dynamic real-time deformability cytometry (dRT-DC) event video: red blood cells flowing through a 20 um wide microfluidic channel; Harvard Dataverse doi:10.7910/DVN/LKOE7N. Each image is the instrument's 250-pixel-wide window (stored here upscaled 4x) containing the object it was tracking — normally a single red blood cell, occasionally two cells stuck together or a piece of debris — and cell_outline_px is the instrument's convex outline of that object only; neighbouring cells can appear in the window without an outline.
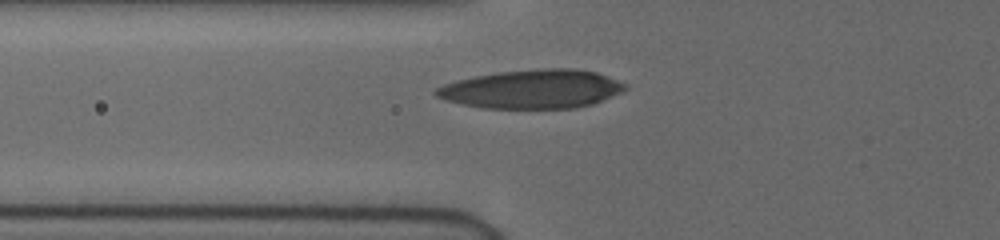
{"species": "human", "species_latin": "Homo sapiens", "temperature_condition": "cold", "stored_images_in_passage": 34, "camera_frame_rate_fps": 3000, "um_per_image_px": 0.085, "donor": {"sex": "female"}, "frame": {"image": 1, "passage_image": 2, "time_ms": 0.333, "image_size_px": [1000, 240], "cell_outline_px": [[628, 88], [620, 92], [592, 104], [576, 108], [484, 108], [464, 104], [448, 100], [436, 96], [432, 92], [436, 88], [444, 84], [456, 80], [476, 76], [500, 72], [536, 68], [576, 68], [596, 72], [628, 84]], "centroid_in_image_um": [45.25, 7.56], "position_along_channel_um": 80.6, "area_um2": 42.6}}
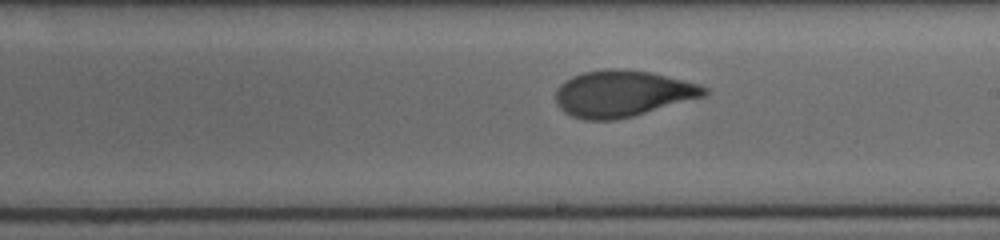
{"frame": {"image": 2, "passage_image": 14, "time_ms": 4.333, "image_size_px": [1000, 240], "cell_outline_px": [[708, 92], [704, 96], [632, 116], [612, 120], [584, 120], [572, 116], [564, 112], [556, 104], [556, 88], [564, 80], [572, 76], [584, 72], [604, 68], [612, 68], [652, 72], [700, 84], [708, 88]], "centroid_in_image_um": [52.87, 7.94], "position_along_channel_um": 236.1, "area_um2": 40.17}}
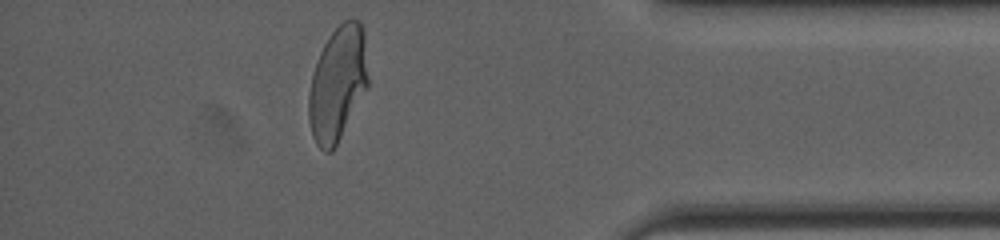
{"frame": {"image": 3, "passage_image": 29, "time_ms": 9.333, "image_size_px": [1000, 240], "cell_outline_px": [[368, 84], [332, 152], [324, 152], [316, 144], [312, 136], [308, 120], [308, 96], [312, 72], [320, 52], [328, 36], [344, 20], [352, 16], [360, 20], [364, 32], [368, 76]], "centroid_in_image_um": [28.68, 7.07], "position_along_channel_um": 406.5, "area_um2": 39.59}, "authors_computed_cell_mechanics": {"area_um2": 40.171, "velocity_mm_per_s": 3.8885, "shape_relaxation_time_tau1_ms": 5.1314, "shape_relaxation_time_tau2_ms": 0.9176, "deformation_change_tau1": 0.1979, "deformation_change_tau2": 0.0706}}